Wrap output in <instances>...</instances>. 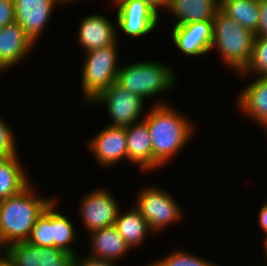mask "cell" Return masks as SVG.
Wrapping results in <instances>:
<instances>
[{
	"label": "cell",
	"mask_w": 267,
	"mask_h": 266,
	"mask_svg": "<svg viewBox=\"0 0 267 266\" xmlns=\"http://www.w3.org/2000/svg\"><path fill=\"white\" fill-rule=\"evenodd\" d=\"M90 234L92 252L89 256L115 262L131 249L119 235L114 225L93 231Z\"/></svg>",
	"instance_id": "obj_19"
},
{
	"label": "cell",
	"mask_w": 267,
	"mask_h": 266,
	"mask_svg": "<svg viewBox=\"0 0 267 266\" xmlns=\"http://www.w3.org/2000/svg\"><path fill=\"white\" fill-rule=\"evenodd\" d=\"M4 248V252L3 254L0 256V262L4 259H6L7 257H9V247H10V244L6 241L3 233H2V230L0 229V253H1V249ZM6 249V250H5Z\"/></svg>",
	"instance_id": "obj_33"
},
{
	"label": "cell",
	"mask_w": 267,
	"mask_h": 266,
	"mask_svg": "<svg viewBox=\"0 0 267 266\" xmlns=\"http://www.w3.org/2000/svg\"><path fill=\"white\" fill-rule=\"evenodd\" d=\"M149 266H217L212 262H208L201 257L195 256L193 253L183 251H173L167 257L154 261ZM147 265V266H148Z\"/></svg>",
	"instance_id": "obj_26"
},
{
	"label": "cell",
	"mask_w": 267,
	"mask_h": 266,
	"mask_svg": "<svg viewBox=\"0 0 267 266\" xmlns=\"http://www.w3.org/2000/svg\"><path fill=\"white\" fill-rule=\"evenodd\" d=\"M255 37L267 38V0H259V25Z\"/></svg>",
	"instance_id": "obj_29"
},
{
	"label": "cell",
	"mask_w": 267,
	"mask_h": 266,
	"mask_svg": "<svg viewBox=\"0 0 267 266\" xmlns=\"http://www.w3.org/2000/svg\"><path fill=\"white\" fill-rule=\"evenodd\" d=\"M127 160L139 165L142 170L153 169V147L147 123L140 120L126 127Z\"/></svg>",
	"instance_id": "obj_16"
},
{
	"label": "cell",
	"mask_w": 267,
	"mask_h": 266,
	"mask_svg": "<svg viewBox=\"0 0 267 266\" xmlns=\"http://www.w3.org/2000/svg\"><path fill=\"white\" fill-rule=\"evenodd\" d=\"M171 33L176 47L187 56L200 57L212 50L213 21L173 26Z\"/></svg>",
	"instance_id": "obj_11"
},
{
	"label": "cell",
	"mask_w": 267,
	"mask_h": 266,
	"mask_svg": "<svg viewBox=\"0 0 267 266\" xmlns=\"http://www.w3.org/2000/svg\"><path fill=\"white\" fill-rule=\"evenodd\" d=\"M32 189L30 184L19 194L0 201V229L9 244L25 242L37 219L55 199L35 196Z\"/></svg>",
	"instance_id": "obj_2"
},
{
	"label": "cell",
	"mask_w": 267,
	"mask_h": 266,
	"mask_svg": "<svg viewBox=\"0 0 267 266\" xmlns=\"http://www.w3.org/2000/svg\"><path fill=\"white\" fill-rule=\"evenodd\" d=\"M239 109L263 126L267 132V76H258L242 90L237 99Z\"/></svg>",
	"instance_id": "obj_17"
},
{
	"label": "cell",
	"mask_w": 267,
	"mask_h": 266,
	"mask_svg": "<svg viewBox=\"0 0 267 266\" xmlns=\"http://www.w3.org/2000/svg\"><path fill=\"white\" fill-rule=\"evenodd\" d=\"M265 257H267V240L264 241Z\"/></svg>",
	"instance_id": "obj_36"
},
{
	"label": "cell",
	"mask_w": 267,
	"mask_h": 266,
	"mask_svg": "<svg viewBox=\"0 0 267 266\" xmlns=\"http://www.w3.org/2000/svg\"><path fill=\"white\" fill-rule=\"evenodd\" d=\"M259 224L260 227L264 230V232L266 233V237L264 239L267 240V202L260 208L259 210Z\"/></svg>",
	"instance_id": "obj_31"
},
{
	"label": "cell",
	"mask_w": 267,
	"mask_h": 266,
	"mask_svg": "<svg viewBox=\"0 0 267 266\" xmlns=\"http://www.w3.org/2000/svg\"><path fill=\"white\" fill-rule=\"evenodd\" d=\"M166 102H158L143 119L153 147V170L168 163L182 150L193 132V124Z\"/></svg>",
	"instance_id": "obj_1"
},
{
	"label": "cell",
	"mask_w": 267,
	"mask_h": 266,
	"mask_svg": "<svg viewBox=\"0 0 267 266\" xmlns=\"http://www.w3.org/2000/svg\"><path fill=\"white\" fill-rule=\"evenodd\" d=\"M220 11L254 34L259 25V0H219Z\"/></svg>",
	"instance_id": "obj_22"
},
{
	"label": "cell",
	"mask_w": 267,
	"mask_h": 266,
	"mask_svg": "<svg viewBox=\"0 0 267 266\" xmlns=\"http://www.w3.org/2000/svg\"><path fill=\"white\" fill-rule=\"evenodd\" d=\"M15 8V22L26 32L35 44L47 25L54 10L56 0H13Z\"/></svg>",
	"instance_id": "obj_13"
},
{
	"label": "cell",
	"mask_w": 267,
	"mask_h": 266,
	"mask_svg": "<svg viewBox=\"0 0 267 266\" xmlns=\"http://www.w3.org/2000/svg\"><path fill=\"white\" fill-rule=\"evenodd\" d=\"M19 159L18 154L0 158V201L19 194L30 185Z\"/></svg>",
	"instance_id": "obj_20"
},
{
	"label": "cell",
	"mask_w": 267,
	"mask_h": 266,
	"mask_svg": "<svg viewBox=\"0 0 267 266\" xmlns=\"http://www.w3.org/2000/svg\"><path fill=\"white\" fill-rule=\"evenodd\" d=\"M56 1H57V4H58L59 2H60V3H63V2H64V3H66V2H67V3H68V2L71 3V2H72V3H73V2H75L76 0H56ZM77 1H78V0H77Z\"/></svg>",
	"instance_id": "obj_35"
},
{
	"label": "cell",
	"mask_w": 267,
	"mask_h": 266,
	"mask_svg": "<svg viewBox=\"0 0 267 266\" xmlns=\"http://www.w3.org/2000/svg\"><path fill=\"white\" fill-rule=\"evenodd\" d=\"M117 10V26L129 37H142L154 31L159 14L142 0H112Z\"/></svg>",
	"instance_id": "obj_8"
},
{
	"label": "cell",
	"mask_w": 267,
	"mask_h": 266,
	"mask_svg": "<svg viewBox=\"0 0 267 266\" xmlns=\"http://www.w3.org/2000/svg\"><path fill=\"white\" fill-rule=\"evenodd\" d=\"M178 21L174 26L192 22L213 21L219 9V0H172L167 8Z\"/></svg>",
	"instance_id": "obj_18"
},
{
	"label": "cell",
	"mask_w": 267,
	"mask_h": 266,
	"mask_svg": "<svg viewBox=\"0 0 267 266\" xmlns=\"http://www.w3.org/2000/svg\"><path fill=\"white\" fill-rule=\"evenodd\" d=\"M34 43L17 23L0 28V72L23 60Z\"/></svg>",
	"instance_id": "obj_14"
},
{
	"label": "cell",
	"mask_w": 267,
	"mask_h": 266,
	"mask_svg": "<svg viewBox=\"0 0 267 266\" xmlns=\"http://www.w3.org/2000/svg\"><path fill=\"white\" fill-rule=\"evenodd\" d=\"M255 34L220 10L213 19L212 48L217 49L223 63L242 73L248 66Z\"/></svg>",
	"instance_id": "obj_3"
},
{
	"label": "cell",
	"mask_w": 267,
	"mask_h": 266,
	"mask_svg": "<svg viewBox=\"0 0 267 266\" xmlns=\"http://www.w3.org/2000/svg\"><path fill=\"white\" fill-rule=\"evenodd\" d=\"M267 76V38L255 37L250 62L246 69L239 75L247 73Z\"/></svg>",
	"instance_id": "obj_25"
},
{
	"label": "cell",
	"mask_w": 267,
	"mask_h": 266,
	"mask_svg": "<svg viewBox=\"0 0 267 266\" xmlns=\"http://www.w3.org/2000/svg\"><path fill=\"white\" fill-rule=\"evenodd\" d=\"M0 266H17L10 257H7L6 259L2 260L0 262Z\"/></svg>",
	"instance_id": "obj_34"
},
{
	"label": "cell",
	"mask_w": 267,
	"mask_h": 266,
	"mask_svg": "<svg viewBox=\"0 0 267 266\" xmlns=\"http://www.w3.org/2000/svg\"><path fill=\"white\" fill-rule=\"evenodd\" d=\"M117 56L116 43L86 52L81 86L89 103L116 82L120 69L116 62Z\"/></svg>",
	"instance_id": "obj_5"
},
{
	"label": "cell",
	"mask_w": 267,
	"mask_h": 266,
	"mask_svg": "<svg viewBox=\"0 0 267 266\" xmlns=\"http://www.w3.org/2000/svg\"><path fill=\"white\" fill-rule=\"evenodd\" d=\"M158 187H146L138 194L135 208L148 222L152 233L180 220L182 211L176 201Z\"/></svg>",
	"instance_id": "obj_6"
},
{
	"label": "cell",
	"mask_w": 267,
	"mask_h": 266,
	"mask_svg": "<svg viewBox=\"0 0 267 266\" xmlns=\"http://www.w3.org/2000/svg\"><path fill=\"white\" fill-rule=\"evenodd\" d=\"M29 244L43 247H54V233L52 227V202L44 210L43 214L37 219L36 224L31 230Z\"/></svg>",
	"instance_id": "obj_24"
},
{
	"label": "cell",
	"mask_w": 267,
	"mask_h": 266,
	"mask_svg": "<svg viewBox=\"0 0 267 266\" xmlns=\"http://www.w3.org/2000/svg\"><path fill=\"white\" fill-rule=\"evenodd\" d=\"M146 3H148L157 13H159V8L163 9L165 8L167 11V8L171 4L172 0H142Z\"/></svg>",
	"instance_id": "obj_32"
},
{
	"label": "cell",
	"mask_w": 267,
	"mask_h": 266,
	"mask_svg": "<svg viewBox=\"0 0 267 266\" xmlns=\"http://www.w3.org/2000/svg\"><path fill=\"white\" fill-rule=\"evenodd\" d=\"M14 135L9 125L0 119V158L19 154Z\"/></svg>",
	"instance_id": "obj_27"
},
{
	"label": "cell",
	"mask_w": 267,
	"mask_h": 266,
	"mask_svg": "<svg viewBox=\"0 0 267 266\" xmlns=\"http://www.w3.org/2000/svg\"><path fill=\"white\" fill-rule=\"evenodd\" d=\"M115 26L103 15H88L79 26L78 43L85 52L115 44L118 38Z\"/></svg>",
	"instance_id": "obj_15"
},
{
	"label": "cell",
	"mask_w": 267,
	"mask_h": 266,
	"mask_svg": "<svg viewBox=\"0 0 267 266\" xmlns=\"http://www.w3.org/2000/svg\"><path fill=\"white\" fill-rule=\"evenodd\" d=\"M57 198L52 201V227L54 233V247L65 250L66 252L76 255L71 244L75 237L76 231L74 224L64 214H60L55 210L57 206Z\"/></svg>",
	"instance_id": "obj_23"
},
{
	"label": "cell",
	"mask_w": 267,
	"mask_h": 266,
	"mask_svg": "<svg viewBox=\"0 0 267 266\" xmlns=\"http://www.w3.org/2000/svg\"><path fill=\"white\" fill-rule=\"evenodd\" d=\"M15 22L13 0H0V28Z\"/></svg>",
	"instance_id": "obj_28"
},
{
	"label": "cell",
	"mask_w": 267,
	"mask_h": 266,
	"mask_svg": "<svg viewBox=\"0 0 267 266\" xmlns=\"http://www.w3.org/2000/svg\"><path fill=\"white\" fill-rule=\"evenodd\" d=\"M119 209L112 194L104 189H96L82 198L80 215L90 233L114 225Z\"/></svg>",
	"instance_id": "obj_9"
},
{
	"label": "cell",
	"mask_w": 267,
	"mask_h": 266,
	"mask_svg": "<svg viewBox=\"0 0 267 266\" xmlns=\"http://www.w3.org/2000/svg\"><path fill=\"white\" fill-rule=\"evenodd\" d=\"M74 254L57 247L25 242L10 244L9 257L17 266H73Z\"/></svg>",
	"instance_id": "obj_10"
},
{
	"label": "cell",
	"mask_w": 267,
	"mask_h": 266,
	"mask_svg": "<svg viewBox=\"0 0 267 266\" xmlns=\"http://www.w3.org/2000/svg\"><path fill=\"white\" fill-rule=\"evenodd\" d=\"M173 73L172 68L164 63L137 62L121 66L116 83L145 100L146 97L169 90L176 78Z\"/></svg>",
	"instance_id": "obj_4"
},
{
	"label": "cell",
	"mask_w": 267,
	"mask_h": 266,
	"mask_svg": "<svg viewBox=\"0 0 267 266\" xmlns=\"http://www.w3.org/2000/svg\"><path fill=\"white\" fill-rule=\"evenodd\" d=\"M121 212L119 209L114 226L128 246L131 249L136 248L142 244L143 240L146 239V235L149 232L151 233L152 230L135 207L124 213Z\"/></svg>",
	"instance_id": "obj_21"
},
{
	"label": "cell",
	"mask_w": 267,
	"mask_h": 266,
	"mask_svg": "<svg viewBox=\"0 0 267 266\" xmlns=\"http://www.w3.org/2000/svg\"><path fill=\"white\" fill-rule=\"evenodd\" d=\"M90 103L103 104L107 106L108 114L112 118L109 126L129 127L141 119L143 113L144 100L122 88L116 82L101 92Z\"/></svg>",
	"instance_id": "obj_7"
},
{
	"label": "cell",
	"mask_w": 267,
	"mask_h": 266,
	"mask_svg": "<svg viewBox=\"0 0 267 266\" xmlns=\"http://www.w3.org/2000/svg\"><path fill=\"white\" fill-rule=\"evenodd\" d=\"M88 142V148L102 166H112L127 159L125 127L106 126Z\"/></svg>",
	"instance_id": "obj_12"
},
{
	"label": "cell",
	"mask_w": 267,
	"mask_h": 266,
	"mask_svg": "<svg viewBox=\"0 0 267 266\" xmlns=\"http://www.w3.org/2000/svg\"><path fill=\"white\" fill-rule=\"evenodd\" d=\"M114 261L98 259L92 256H88L81 260L77 257V254L73 259V266H114Z\"/></svg>",
	"instance_id": "obj_30"
}]
</instances>
